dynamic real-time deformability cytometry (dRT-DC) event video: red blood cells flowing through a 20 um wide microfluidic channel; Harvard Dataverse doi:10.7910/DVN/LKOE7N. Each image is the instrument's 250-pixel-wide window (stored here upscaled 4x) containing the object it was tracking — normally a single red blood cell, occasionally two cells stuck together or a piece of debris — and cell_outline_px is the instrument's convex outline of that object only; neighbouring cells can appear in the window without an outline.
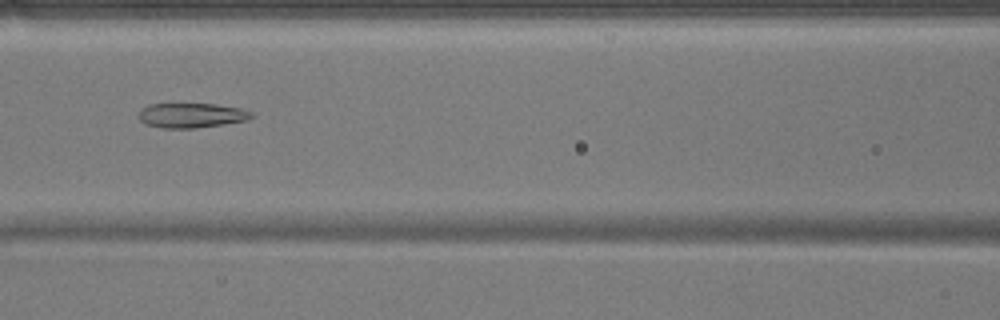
{"species": "common noctule bat (a hibernating species)", "species_latin": "Nyctalus noctula", "temperature_condition": "warm", "stored_images_in_passage": 52, "camera_frame_rate_fps": 3000, "um_per_image_px": 0.085, "animal": {"sex": "male", "body_mass_g": 17.9}, "frame": {"image": 1, "passage_image": 23, "time_ms": 7.333, "image_size_px": [1000, 320], "cell_outline_px": [[252, 116], [248, 120], [224, 124], [196, 128], [164, 128], [144, 124], [136, 116], [148, 104], [216, 104], [240, 108], [252, 112]], "centroid_in_image_um": [16.26, 9.81], "position_along_channel_um": 150.3, "area_um2": 16.24}}
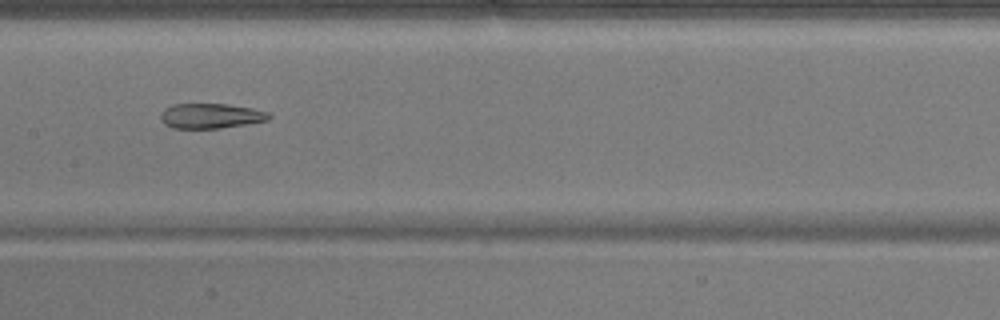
{"frame": {"image": 2, "passage_image": 26, "time_ms": 8.333, "image_size_px": [1000, 320], "cell_outline_px": [[272, 116], [268, 120], [244, 124], [216, 128], [172, 128], [164, 124], [160, 120], [160, 116], [164, 108], [172, 104], [228, 104], [252, 108], [268, 112]], "centroid_in_image_um": [17.88, 9.84], "position_along_channel_um": 189.5, "area_um2": 15.72}}
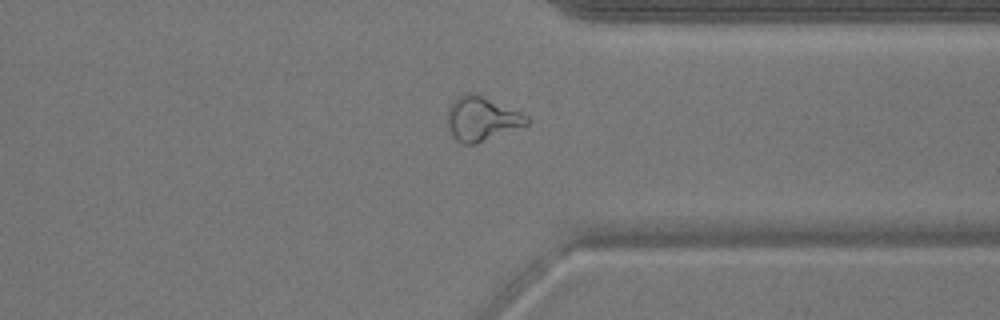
{"frame": {"image": 3, "passage_image": 40, "time_ms": 13.0, "image_size_px": [1000, 320], "cell_outline_px": [[532, 120], [528, 124], [476, 144], [464, 144], [456, 140], [452, 136], [448, 128], [448, 108], [452, 100], [456, 96], [464, 92], [472, 92], [520, 112], [528, 116]], "centroid_in_image_um": [40.91, 10.09], "position_along_channel_um": 370.5, "area_um2": 20.4}, "authors_computed_cell_mechanics": {"area_um2": 20.6635, "velocity_mm_per_s": 3.9215, "shape_relaxation_time_tau1_ms": null, "shape_relaxation_time_tau2_ms": 5.2706, "deformation_change_tau1": null, "deformation_change_tau2": 0.1566}}